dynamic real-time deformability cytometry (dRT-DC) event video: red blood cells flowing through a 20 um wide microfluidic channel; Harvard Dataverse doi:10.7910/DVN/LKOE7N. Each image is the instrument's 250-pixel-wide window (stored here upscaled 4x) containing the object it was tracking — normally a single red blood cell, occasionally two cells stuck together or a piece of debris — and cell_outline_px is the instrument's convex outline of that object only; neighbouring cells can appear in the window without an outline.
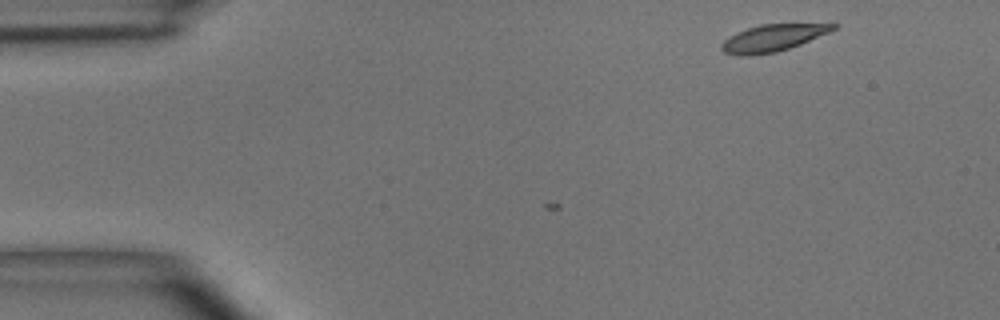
{"species": "common noctule bat (a hibernating species)", "species_latin": "Nyctalus noctula", "temperature_condition": "room temperature", "stored_images_in_passage": 4, "camera_frame_rate_fps": 3000, "um_per_image_px": 0.085, "animal": {"sex": "male", "body_mass_g": 15.6}, "frame": {"image": 1, "passage_image": 1, "time_ms": 0.0, "image_size_px": [1000, 320], "cell_outline_px": [[840, 24], [836, 28], [828, 32], [800, 44], [776, 52], [748, 56], [740, 56], [724, 52], [720, 48], [720, 44], [728, 36], [736, 32], [760, 24]], "centroid_in_image_um": [65.61, 3.23], "position_along_channel_um": 19.4, "area_um2": 17.34}}
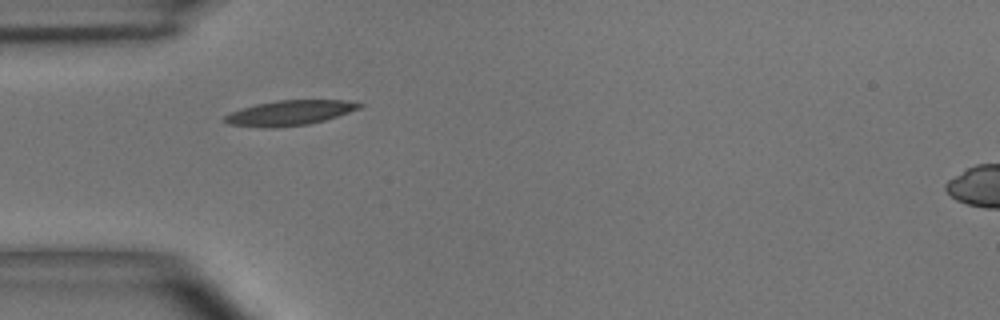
{"frame": {"image": 2, "passage_image": 4, "time_ms": 3.333, "image_size_px": [1000, 320], "cell_outline_px": [[364, 104], [360, 108], [324, 120], [308, 124], [276, 128], [264, 128], [228, 124], [220, 120], [224, 116], [240, 108], [256, 104], [276, 100], [344, 100]], "centroid_in_image_um": [24.55, 9.6], "position_along_channel_um": 60.5, "area_um2": 19.65}}